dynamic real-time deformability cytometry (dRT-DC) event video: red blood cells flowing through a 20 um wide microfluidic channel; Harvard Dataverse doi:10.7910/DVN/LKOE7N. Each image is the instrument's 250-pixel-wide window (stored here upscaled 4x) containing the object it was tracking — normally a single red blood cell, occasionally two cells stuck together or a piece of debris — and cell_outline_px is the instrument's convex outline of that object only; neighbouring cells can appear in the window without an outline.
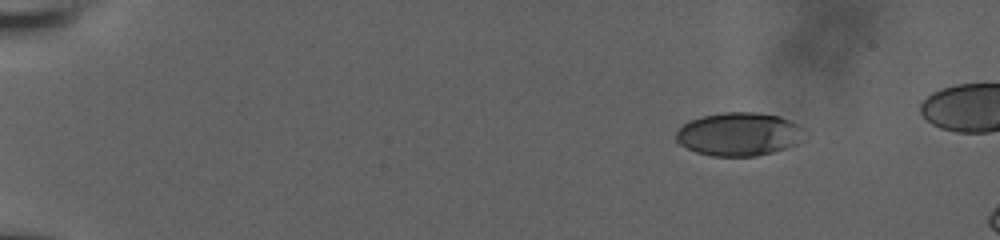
{"species": "human", "species_latin": "Homo sapiens", "temperature_condition": "room temperature", "stored_images_in_passage": 11, "camera_frame_rate_fps": 3000, "um_per_image_px": 0.085, "donor": {"sex": "male"}, "frame": {"image": 1, "passage_image": 1, "time_ms": 0.0, "image_size_px": [1000, 240], "cell_outline_px": [[808, 132], [804, 140], [796, 144], [772, 152], [756, 156], [712, 156], [696, 152], [680, 144], [676, 140], [676, 132], [684, 124], [692, 120], [704, 116], [724, 112], [756, 112], [780, 116], [804, 128]], "centroid_in_image_um": [62.87, 11.4], "position_along_channel_um": 22.1, "area_um2": 32.48}}